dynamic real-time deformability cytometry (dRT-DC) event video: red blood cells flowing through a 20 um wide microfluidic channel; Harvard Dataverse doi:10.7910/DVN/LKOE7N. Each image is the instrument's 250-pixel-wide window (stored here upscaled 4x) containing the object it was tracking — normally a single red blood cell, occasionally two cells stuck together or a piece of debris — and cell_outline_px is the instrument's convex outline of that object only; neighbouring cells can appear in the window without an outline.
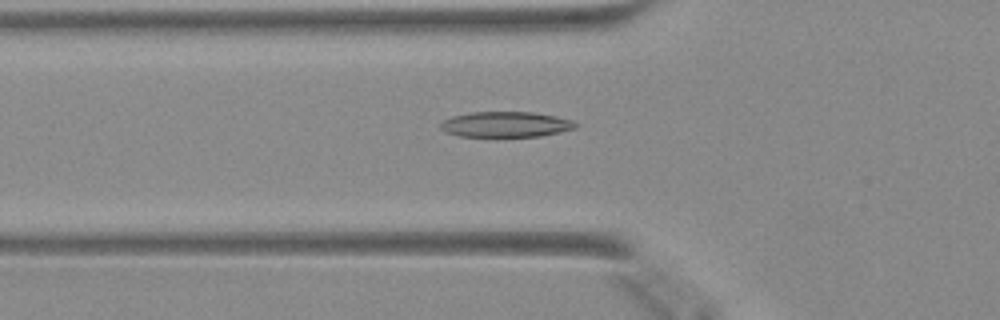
{"species": "Egyptian fruit bat (a non-hibernating species)", "species_latin": "Rousettus aegyptiacus", "temperature_condition": "warm", "stored_images_in_passage": 40, "camera_frame_rate_fps": 3000, "um_per_image_px": 0.085, "animal": {"sex": "female"}, "frame": {"image": 1, "passage_image": 14, "time_ms": 4.333, "image_size_px": [1000, 320], "cell_outline_px": [[580, 124], [576, 128], [560, 132], [540, 136], [460, 136], [444, 132], [440, 128], [440, 124], [444, 120], [452, 116], [472, 112], [532, 112], [556, 116], [572, 120]], "centroid_in_image_um": [43.01, 10.57], "position_along_channel_um": 82.8, "area_um2": 20.06}}
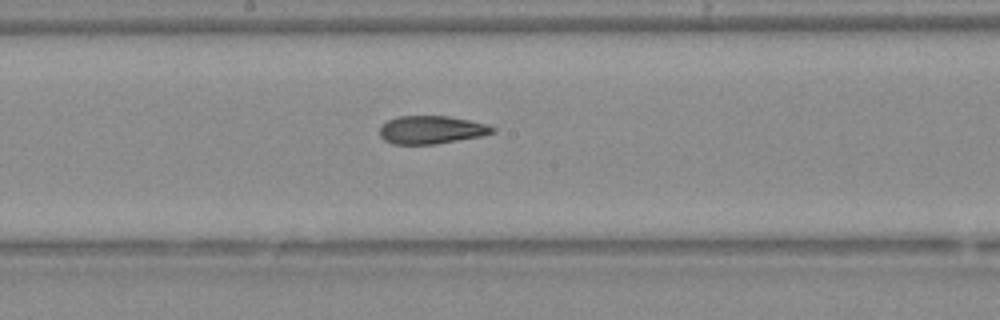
{"frame": {"image": 2, "passage_image": 23, "time_ms": 7.333, "image_size_px": [1000, 320], "cell_outline_px": [[496, 132], [480, 136], [436, 144], [392, 144], [384, 140], [380, 136], [380, 128], [388, 120], [400, 116], [448, 116], [488, 124], [496, 128]], "centroid_in_image_um": [36.68, 11.04], "position_along_channel_um": 211.5, "area_um2": 18.38}}
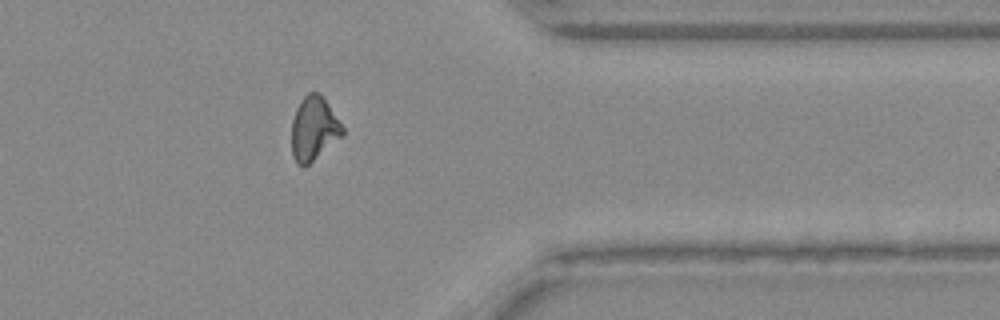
{"frame": {"image": 3, "passage_image": 36, "time_ms": 11.667, "image_size_px": [1000, 320], "cell_outline_px": [[344, 136], [304, 168], [296, 164], [292, 156], [292, 120], [296, 108], [300, 100], [308, 92], [320, 92], [344, 128]], "centroid_in_image_um": [26.67, 10.96], "position_along_channel_um": 384.7, "area_um2": 19.25}}